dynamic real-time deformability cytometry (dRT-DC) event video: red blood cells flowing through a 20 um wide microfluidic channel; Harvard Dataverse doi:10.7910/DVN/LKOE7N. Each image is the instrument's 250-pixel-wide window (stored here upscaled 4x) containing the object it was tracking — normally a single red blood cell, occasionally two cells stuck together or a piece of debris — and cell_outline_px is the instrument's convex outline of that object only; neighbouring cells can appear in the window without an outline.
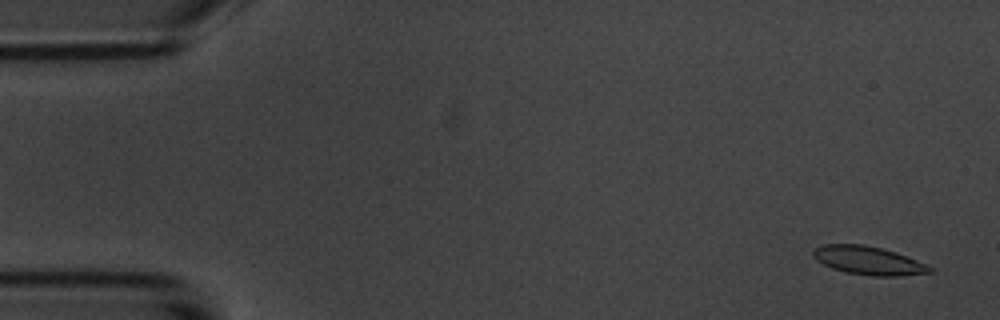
{"species": "common noctule bat (a hibernating species)", "species_latin": "Nyctalus noctula", "temperature_condition": "room temperature", "stored_images_in_passage": 4, "camera_frame_rate_fps": 3000, "um_per_image_px": 0.085, "animal": {"sex": "male", "body_mass_g": 20.1, "forearm_length_mm": 53.5}, "frame": {"image": 1, "passage_image": 1, "time_ms": 0.0, "image_size_px": [1000, 320], "cell_outline_px": [[936, 272], [900, 276], [872, 276], [844, 272], [832, 268], [816, 260], [812, 256], [812, 252], [816, 248], [824, 244], [864, 244], [896, 252], [908, 256], [936, 268]], "centroid_in_image_um": [73.88, 22.15], "position_along_channel_um": 11.1, "area_um2": 19.59}}
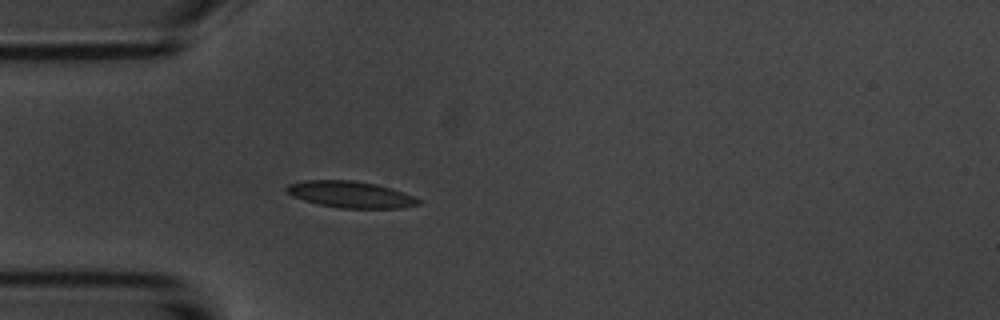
{"frame": {"image": 2, "passage_image": 4, "time_ms": 4.333, "image_size_px": [1000, 320], "cell_outline_px": [[420, 204], [400, 208], [340, 208], [320, 204], [304, 200], [292, 196], [284, 188], [288, 184], [304, 180], [352, 180], [376, 184], [392, 188], [416, 196], [420, 200]], "centroid_in_image_um": [29.82, 16.52], "position_along_channel_um": 55.2, "area_um2": 20.4}}